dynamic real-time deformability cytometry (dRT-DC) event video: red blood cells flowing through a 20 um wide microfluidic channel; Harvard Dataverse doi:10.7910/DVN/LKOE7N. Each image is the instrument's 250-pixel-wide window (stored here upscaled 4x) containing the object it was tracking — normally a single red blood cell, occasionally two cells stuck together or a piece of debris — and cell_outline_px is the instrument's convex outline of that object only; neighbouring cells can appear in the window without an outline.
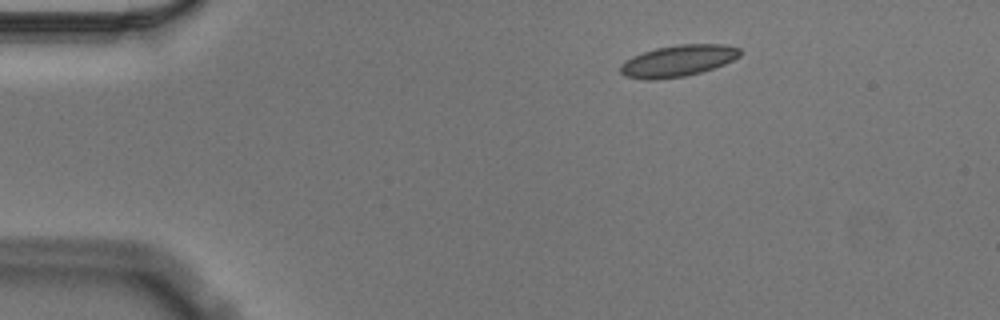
{"species": "Egyptian fruit bat (a non-hibernating species)", "species_latin": "Rousettus aegyptiacus", "temperature_condition": "cold", "stored_images_in_passage": 48, "camera_frame_rate_fps": 3000, "um_per_image_px": 0.085, "animal": {"sex": "male"}, "frame": {"image": 1, "passage_image": 1, "time_ms": 0.0, "image_size_px": [1000, 320], "cell_outline_px": [[744, 52], [740, 56], [724, 64], [700, 72], [684, 76], [652, 80], [644, 80], [624, 76], [620, 72], [620, 64], [632, 56], [656, 48], [680, 44], [724, 44], [740, 48]], "centroid_in_image_um": [57.63, 5.17], "position_along_channel_um": 27.4, "area_um2": 21.96}}
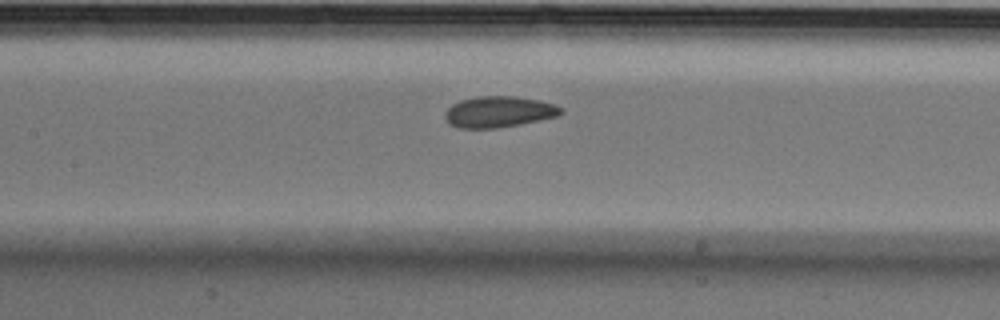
{"frame": {"image": 2, "passage_image": 18, "time_ms": 5.667, "image_size_px": [1000, 320], "cell_outline_px": [[564, 112], [556, 116], [540, 120], [520, 124], [496, 128], [456, 128], [448, 124], [444, 116], [444, 112], [452, 104], [460, 100], [476, 96], [512, 96], [540, 100], [556, 104], [564, 108]], "centroid_in_image_um": [42.39, 9.5], "position_along_channel_um": 165.0, "area_um2": 21.27}}
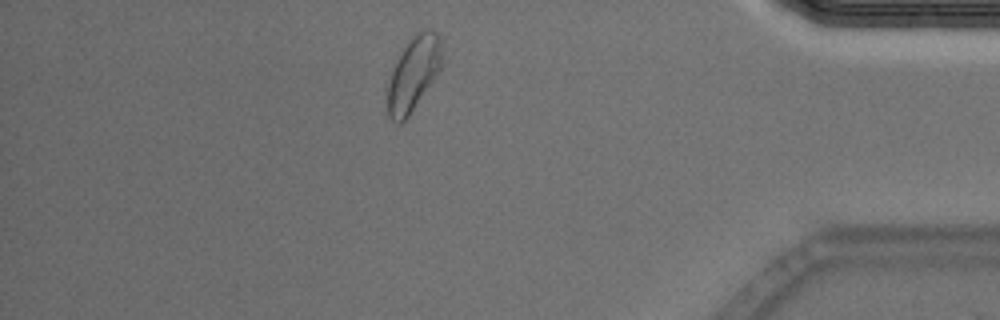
{"frame": {"image": 3, "passage_image": 41, "time_ms": 13.333, "image_size_px": [1000, 320], "cell_outline_px": [[440, 68], [408, 116], [400, 124], [396, 124], [388, 116], [388, 84], [396, 60], [408, 36], [424, 28], [428, 28], [436, 32], [440, 40]], "centroid_in_image_um": [35.1, 6.2], "position_along_channel_um": 400.1, "area_um2": 23.12}, "authors_computed_cell_mechanics": {"area_um2": 21.2704, "velocity_mm_per_s": 3.5325, "shape_relaxation_time_tau1_ms": 4.0042, "shape_relaxation_time_tau2_ms": 1.8355, "deformation_change_tau1": 0.0787, "deformation_change_tau2": 0.0516}}